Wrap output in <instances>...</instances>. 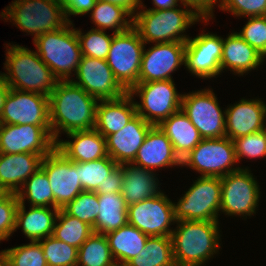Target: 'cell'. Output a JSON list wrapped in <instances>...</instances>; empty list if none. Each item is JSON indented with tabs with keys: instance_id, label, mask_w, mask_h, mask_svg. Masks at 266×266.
Here are the masks:
<instances>
[{
	"instance_id": "cb8c5ba5",
	"label": "cell",
	"mask_w": 266,
	"mask_h": 266,
	"mask_svg": "<svg viewBox=\"0 0 266 266\" xmlns=\"http://www.w3.org/2000/svg\"><path fill=\"white\" fill-rule=\"evenodd\" d=\"M133 97L127 92L118 99L99 100L95 129L104 138L120 131L137 115Z\"/></svg>"
},
{
	"instance_id": "6da1fadb",
	"label": "cell",
	"mask_w": 266,
	"mask_h": 266,
	"mask_svg": "<svg viewBox=\"0 0 266 266\" xmlns=\"http://www.w3.org/2000/svg\"><path fill=\"white\" fill-rule=\"evenodd\" d=\"M48 97L51 133L55 142L59 141L61 130L67 134L95 128L99 100L71 79L59 80Z\"/></svg>"
},
{
	"instance_id": "30bf717a",
	"label": "cell",
	"mask_w": 266,
	"mask_h": 266,
	"mask_svg": "<svg viewBox=\"0 0 266 266\" xmlns=\"http://www.w3.org/2000/svg\"><path fill=\"white\" fill-rule=\"evenodd\" d=\"M236 162L234 142L224 136L221 138L202 139L181 160V166H189L201 173V176L221 178L240 169V167H232Z\"/></svg>"
},
{
	"instance_id": "f1b7e54d",
	"label": "cell",
	"mask_w": 266,
	"mask_h": 266,
	"mask_svg": "<svg viewBox=\"0 0 266 266\" xmlns=\"http://www.w3.org/2000/svg\"><path fill=\"white\" fill-rule=\"evenodd\" d=\"M127 165V167H126ZM123 182L121 194L127 205L154 197L158 191V179L151 170L132 164H122Z\"/></svg>"
},
{
	"instance_id": "52a82bcc",
	"label": "cell",
	"mask_w": 266,
	"mask_h": 266,
	"mask_svg": "<svg viewBox=\"0 0 266 266\" xmlns=\"http://www.w3.org/2000/svg\"><path fill=\"white\" fill-rule=\"evenodd\" d=\"M174 205V218L193 221H217L221 207L220 177L201 176Z\"/></svg>"
},
{
	"instance_id": "44dd1931",
	"label": "cell",
	"mask_w": 266,
	"mask_h": 266,
	"mask_svg": "<svg viewBox=\"0 0 266 266\" xmlns=\"http://www.w3.org/2000/svg\"><path fill=\"white\" fill-rule=\"evenodd\" d=\"M226 137H238L259 132L265 127L266 105L259 99H241L225 110Z\"/></svg>"
},
{
	"instance_id": "7c38bea8",
	"label": "cell",
	"mask_w": 266,
	"mask_h": 266,
	"mask_svg": "<svg viewBox=\"0 0 266 266\" xmlns=\"http://www.w3.org/2000/svg\"><path fill=\"white\" fill-rule=\"evenodd\" d=\"M41 168L53 191L54 208H64L83 192L79 180V162L69 160L56 147L43 157Z\"/></svg>"
},
{
	"instance_id": "8d00e7d4",
	"label": "cell",
	"mask_w": 266,
	"mask_h": 266,
	"mask_svg": "<svg viewBox=\"0 0 266 266\" xmlns=\"http://www.w3.org/2000/svg\"><path fill=\"white\" fill-rule=\"evenodd\" d=\"M117 166L109 155L95 161L79 162V180L83 191L94 192Z\"/></svg>"
},
{
	"instance_id": "4dcf8cb0",
	"label": "cell",
	"mask_w": 266,
	"mask_h": 266,
	"mask_svg": "<svg viewBox=\"0 0 266 266\" xmlns=\"http://www.w3.org/2000/svg\"><path fill=\"white\" fill-rule=\"evenodd\" d=\"M99 214L93 232L106 235L128 223V205L121 193L98 194Z\"/></svg>"
},
{
	"instance_id": "bcb514c9",
	"label": "cell",
	"mask_w": 266,
	"mask_h": 266,
	"mask_svg": "<svg viewBox=\"0 0 266 266\" xmlns=\"http://www.w3.org/2000/svg\"><path fill=\"white\" fill-rule=\"evenodd\" d=\"M122 182L123 169L122 165H118L108 177H106L103 185H99L94 192L97 194L121 193Z\"/></svg>"
},
{
	"instance_id": "8992f818",
	"label": "cell",
	"mask_w": 266,
	"mask_h": 266,
	"mask_svg": "<svg viewBox=\"0 0 266 266\" xmlns=\"http://www.w3.org/2000/svg\"><path fill=\"white\" fill-rule=\"evenodd\" d=\"M1 17L12 20L22 31L34 34L33 41L69 23L60 0H15Z\"/></svg>"
},
{
	"instance_id": "4316f807",
	"label": "cell",
	"mask_w": 266,
	"mask_h": 266,
	"mask_svg": "<svg viewBox=\"0 0 266 266\" xmlns=\"http://www.w3.org/2000/svg\"><path fill=\"white\" fill-rule=\"evenodd\" d=\"M59 209L50 207L31 206L26 212L25 202H19L16 210L15 231L22 228L30 242H38L53 235V230Z\"/></svg>"
},
{
	"instance_id": "836d02e7",
	"label": "cell",
	"mask_w": 266,
	"mask_h": 266,
	"mask_svg": "<svg viewBox=\"0 0 266 266\" xmlns=\"http://www.w3.org/2000/svg\"><path fill=\"white\" fill-rule=\"evenodd\" d=\"M106 235L93 232L78 249L77 266H118Z\"/></svg>"
},
{
	"instance_id": "681fc988",
	"label": "cell",
	"mask_w": 266,
	"mask_h": 266,
	"mask_svg": "<svg viewBox=\"0 0 266 266\" xmlns=\"http://www.w3.org/2000/svg\"><path fill=\"white\" fill-rule=\"evenodd\" d=\"M99 2H107L110 4H115L118 6H121L122 8H124L125 10H127L132 17H134L136 15V11L140 9V7H144V5H142V1L141 0H97ZM139 6V8H138ZM135 11V12H134Z\"/></svg>"
},
{
	"instance_id": "f546056e",
	"label": "cell",
	"mask_w": 266,
	"mask_h": 266,
	"mask_svg": "<svg viewBox=\"0 0 266 266\" xmlns=\"http://www.w3.org/2000/svg\"><path fill=\"white\" fill-rule=\"evenodd\" d=\"M106 237L117 265L124 266L145 248L148 235L127 223L119 229L107 233Z\"/></svg>"
},
{
	"instance_id": "c3c4849f",
	"label": "cell",
	"mask_w": 266,
	"mask_h": 266,
	"mask_svg": "<svg viewBox=\"0 0 266 266\" xmlns=\"http://www.w3.org/2000/svg\"><path fill=\"white\" fill-rule=\"evenodd\" d=\"M96 1L97 0H60L64 6L68 22H72L68 19L70 15H85L89 13L95 6Z\"/></svg>"
},
{
	"instance_id": "e575fe53",
	"label": "cell",
	"mask_w": 266,
	"mask_h": 266,
	"mask_svg": "<svg viewBox=\"0 0 266 266\" xmlns=\"http://www.w3.org/2000/svg\"><path fill=\"white\" fill-rule=\"evenodd\" d=\"M92 233L90 225L59 209L52 235L56 239L79 249Z\"/></svg>"
},
{
	"instance_id": "d590c367",
	"label": "cell",
	"mask_w": 266,
	"mask_h": 266,
	"mask_svg": "<svg viewBox=\"0 0 266 266\" xmlns=\"http://www.w3.org/2000/svg\"><path fill=\"white\" fill-rule=\"evenodd\" d=\"M16 194L19 202H24L25 198H27L31 206L49 207L51 205L54 208L53 191L42 168L29 177L23 184L22 189Z\"/></svg>"
},
{
	"instance_id": "db71d44e",
	"label": "cell",
	"mask_w": 266,
	"mask_h": 266,
	"mask_svg": "<svg viewBox=\"0 0 266 266\" xmlns=\"http://www.w3.org/2000/svg\"><path fill=\"white\" fill-rule=\"evenodd\" d=\"M6 192L0 187V198H2Z\"/></svg>"
},
{
	"instance_id": "f907efd6",
	"label": "cell",
	"mask_w": 266,
	"mask_h": 266,
	"mask_svg": "<svg viewBox=\"0 0 266 266\" xmlns=\"http://www.w3.org/2000/svg\"><path fill=\"white\" fill-rule=\"evenodd\" d=\"M10 87L9 85L6 83L5 79L3 78L2 73L0 74V115L2 114L3 111V107L5 104V100L7 95L10 92Z\"/></svg>"
},
{
	"instance_id": "7dc6e473",
	"label": "cell",
	"mask_w": 266,
	"mask_h": 266,
	"mask_svg": "<svg viewBox=\"0 0 266 266\" xmlns=\"http://www.w3.org/2000/svg\"><path fill=\"white\" fill-rule=\"evenodd\" d=\"M180 2L185 8L191 7V10L194 9V13L207 22L208 19L214 16L213 7L217 0H180ZM219 2L220 6L221 0Z\"/></svg>"
},
{
	"instance_id": "816d5d0a",
	"label": "cell",
	"mask_w": 266,
	"mask_h": 266,
	"mask_svg": "<svg viewBox=\"0 0 266 266\" xmlns=\"http://www.w3.org/2000/svg\"><path fill=\"white\" fill-rule=\"evenodd\" d=\"M180 0H153L154 8L148 10H166L175 8Z\"/></svg>"
},
{
	"instance_id": "ee69618b",
	"label": "cell",
	"mask_w": 266,
	"mask_h": 266,
	"mask_svg": "<svg viewBox=\"0 0 266 266\" xmlns=\"http://www.w3.org/2000/svg\"><path fill=\"white\" fill-rule=\"evenodd\" d=\"M18 204L16 193H6L0 198V241L7 240L15 231Z\"/></svg>"
},
{
	"instance_id": "d6a6232c",
	"label": "cell",
	"mask_w": 266,
	"mask_h": 266,
	"mask_svg": "<svg viewBox=\"0 0 266 266\" xmlns=\"http://www.w3.org/2000/svg\"><path fill=\"white\" fill-rule=\"evenodd\" d=\"M90 13L92 21L97 25V28H95L97 30L114 28V33H122L133 27L132 15L121 6L115 4L96 1ZM126 16L131 19L127 21Z\"/></svg>"
},
{
	"instance_id": "d4e9b609",
	"label": "cell",
	"mask_w": 266,
	"mask_h": 266,
	"mask_svg": "<svg viewBox=\"0 0 266 266\" xmlns=\"http://www.w3.org/2000/svg\"><path fill=\"white\" fill-rule=\"evenodd\" d=\"M73 141H57L56 148L69 160L90 162L108 156L105 138L94 128L67 133Z\"/></svg>"
},
{
	"instance_id": "e0dca14e",
	"label": "cell",
	"mask_w": 266,
	"mask_h": 266,
	"mask_svg": "<svg viewBox=\"0 0 266 266\" xmlns=\"http://www.w3.org/2000/svg\"><path fill=\"white\" fill-rule=\"evenodd\" d=\"M73 83L98 100L118 99L128 91L118 82L106 60L82 56Z\"/></svg>"
},
{
	"instance_id": "5bb4252c",
	"label": "cell",
	"mask_w": 266,
	"mask_h": 266,
	"mask_svg": "<svg viewBox=\"0 0 266 266\" xmlns=\"http://www.w3.org/2000/svg\"><path fill=\"white\" fill-rule=\"evenodd\" d=\"M174 203L160 192L158 195L141 202L128 205V223L148 236L170 237L175 223Z\"/></svg>"
},
{
	"instance_id": "5b68a950",
	"label": "cell",
	"mask_w": 266,
	"mask_h": 266,
	"mask_svg": "<svg viewBox=\"0 0 266 266\" xmlns=\"http://www.w3.org/2000/svg\"><path fill=\"white\" fill-rule=\"evenodd\" d=\"M72 28L73 24L69 22L61 29L45 32L34 41L37 54L59 80H70L71 71L76 73L83 56L76 29Z\"/></svg>"
},
{
	"instance_id": "ba28073f",
	"label": "cell",
	"mask_w": 266,
	"mask_h": 266,
	"mask_svg": "<svg viewBox=\"0 0 266 266\" xmlns=\"http://www.w3.org/2000/svg\"><path fill=\"white\" fill-rule=\"evenodd\" d=\"M128 93L139 95L141 102H135L136 112L154 126L181 109L183 95L177 93L173 80L137 83Z\"/></svg>"
},
{
	"instance_id": "f6af8a7d",
	"label": "cell",
	"mask_w": 266,
	"mask_h": 266,
	"mask_svg": "<svg viewBox=\"0 0 266 266\" xmlns=\"http://www.w3.org/2000/svg\"><path fill=\"white\" fill-rule=\"evenodd\" d=\"M220 8L236 16H265L266 0H221Z\"/></svg>"
},
{
	"instance_id": "4fadbf2b",
	"label": "cell",
	"mask_w": 266,
	"mask_h": 266,
	"mask_svg": "<svg viewBox=\"0 0 266 266\" xmlns=\"http://www.w3.org/2000/svg\"><path fill=\"white\" fill-rule=\"evenodd\" d=\"M221 180V207L226 215L251 216L259 201V185L249 170L240 168Z\"/></svg>"
},
{
	"instance_id": "603a6c76",
	"label": "cell",
	"mask_w": 266,
	"mask_h": 266,
	"mask_svg": "<svg viewBox=\"0 0 266 266\" xmlns=\"http://www.w3.org/2000/svg\"><path fill=\"white\" fill-rule=\"evenodd\" d=\"M42 159L39 154L0 153V187L6 193H17L25 181L41 168Z\"/></svg>"
},
{
	"instance_id": "277c9868",
	"label": "cell",
	"mask_w": 266,
	"mask_h": 266,
	"mask_svg": "<svg viewBox=\"0 0 266 266\" xmlns=\"http://www.w3.org/2000/svg\"><path fill=\"white\" fill-rule=\"evenodd\" d=\"M142 10V11H141ZM133 17V27L145 43L187 42L190 37L182 34L201 18L191 9L148 10L141 9ZM182 32V33H181ZM182 34V35H181Z\"/></svg>"
},
{
	"instance_id": "484cf974",
	"label": "cell",
	"mask_w": 266,
	"mask_h": 266,
	"mask_svg": "<svg viewBox=\"0 0 266 266\" xmlns=\"http://www.w3.org/2000/svg\"><path fill=\"white\" fill-rule=\"evenodd\" d=\"M264 57L238 34L231 33L223 39V51L220 61L221 72L229 68L234 73L243 75L257 68Z\"/></svg>"
},
{
	"instance_id": "ab89813d",
	"label": "cell",
	"mask_w": 266,
	"mask_h": 266,
	"mask_svg": "<svg viewBox=\"0 0 266 266\" xmlns=\"http://www.w3.org/2000/svg\"><path fill=\"white\" fill-rule=\"evenodd\" d=\"M76 33L83 56L107 59L113 35H107L104 30H97L94 27L86 34L80 29H77Z\"/></svg>"
},
{
	"instance_id": "8fae6325",
	"label": "cell",
	"mask_w": 266,
	"mask_h": 266,
	"mask_svg": "<svg viewBox=\"0 0 266 266\" xmlns=\"http://www.w3.org/2000/svg\"><path fill=\"white\" fill-rule=\"evenodd\" d=\"M181 109L203 139L226 136L225 111L222 112L212 90L204 89L183 94Z\"/></svg>"
},
{
	"instance_id": "3957f363",
	"label": "cell",
	"mask_w": 266,
	"mask_h": 266,
	"mask_svg": "<svg viewBox=\"0 0 266 266\" xmlns=\"http://www.w3.org/2000/svg\"><path fill=\"white\" fill-rule=\"evenodd\" d=\"M7 50L4 68L8 72L2 75L9 87L49 96L59 79L37 52L19 45H10Z\"/></svg>"
},
{
	"instance_id": "2e32d148",
	"label": "cell",
	"mask_w": 266,
	"mask_h": 266,
	"mask_svg": "<svg viewBox=\"0 0 266 266\" xmlns=\"http://www.w3.org/2000/svg\"><path fill=\"white\" fill-rule=\"evenodd\" d=\"M0 124L50 126L49 97L11 88L0 115Z\"/></svg>"
},
{
	"instance_id": "ac0fdd59",
	"label": "cell",
	"mask_w": 266,
	"mask_h": 266,
	"mask_svg": "<svg viewBox=\"0 0 266 266\" xmlns=\"http://www.w3.org/2000/svg\"><path fill=\"white\" fill-rule=\"evenodd\" d=\"M186 42L156 43L143 49L139 83L172 80L171 72L185 65Z\"/></svg>"
},
{
	"instance_id": "7bdbcfd3",
	"label": "cell",
	"mask_w": 266,
	"mask_h": 266,
	"mask_svg": "<svg viewBox=\"0 0 266 266\" xmlns=\"http://www.w3.org/2000/svg\"><path fill=\"white\" fill-rule=\"evenodd\" d=\"M249 20L242 31L237 34L254 47L264 58L266 57V15L248 17Z\"/></svg>"
},
{
	"instance_id": "b9f144b4",
	"label": "cell",
	"mask_w": 266,
	"mask_h": 266,
	"mask_svg": "<svg viewBox=\"0 0 266 266\" xmlns=\"http://www.w3.org/2000/svg\"><path fill=\"white\" fill-rule=\"evenodd\" d=\"M235 145L236 160L243 157L256 158L266 157V131L251 133L233 140Z\"/></svg>"
},
{
	"instance_id": "7402d4cb",
	"label": "cell",
	"mask_w": 266,
	"mask_h": 266,
	"mask_svg": "<svg viewBox=\"0 0 266 266\" xmlns=\"http://www.w3.org/2000/svg\"><path fill=\"white\" fill-rule=\"evenodd\" d=\"M131 164L154 171L155 168L181 166V160L166 134L159 126H153Z\"/></svg>"
},
{
	"instance_id": "f5cc1de1",
	"label": "cell",
	"mask_w": 266,
	"mask_h": 266,
	"mask_svg": "<svg viewBox=\"0 0 266 266\" xmlns=\"http://www.w3.org/2000/svg\"><path fill=\"white\" fill-rule=\"evenodd\" d=\"M0 266H7L4 258L0 255Z\"/></svg>"
},
{
	"instance_id": "f35d334b",
	"label": "cell",
	"mask_w": 266,
	"mask_h": 266,
	"mask_svg": "<svg viewBox=\"0 0 266 266\" xmlns=\"http://www.w3.org/2000/svg\"><path fill=\"white\" fill-rule=\"evenodd\" d=\"M0 255L7 266H48L39 242L2 250Z\"/></svg>"
},
{
	"instance_id": "60d3db41",
	"label": "cell",
	"mask_w": 266,
	"mask_h": 266,
	"mask_svg": "<svg viewBox=\"0 0 266 266\" xmlns=\"http://www.w3.org/2000/svg\"><path fill=\"white\" fill-rule=\"evenodd\" d=\"M99 206L96 192L83 191L62 209L93 228L99 214Z\"/></svg>"
},
{
	"instance_id": "1f68e13d",
	"label": "cell",
	"mask_w": 266,
	"mask_h": 266,
	"mask_svg": "<svg viewBox=\"0 0 266 266\" xmlns=\"http://www.w3.org/2000/svg\"><path fill=\"white\" fill-rule=\"evenodd\" d=\"M124 266H176L171 237L148 236L145 248Z\"/></svg>"
},
{
	"instance_id": "d6986e66",
	"label": "cell",
	"mask_w": 266,
	"mask_h": 266,
	"mask_svg": "<svg viewBox=\"0 0 266 266\" xmlns=\"http://www.w3.org/2000/svg\"><path fill=\"white\" fill-rule=\"evenodd\" d=\"M222 51L223 38L203 31L186 42L184 66L199 78L215 77L221 73Z\"/></svg>"
},
{
	"instance_id": "9c48e42d",
	"label": "cell",
	"mask_w": 266,
	"mask_h": 266,
	"mask_svg": "<svg viewBox=\"0 0 266 266\" xmlns=\"http://www.w3.org/2000/svg\"><path fill=\"white\" fill-rule=\"evenodd\" d=\"M144 44L134 27L122 33L113 32L106 61L115 78L127 91L139 83Z\"/></svg>"
},
{
	"instance_id": "ffe728a7",
	"label": "cell",
	"mask_w": 266,
	"mask_h": 266,
	"mask_svg": "<svg viewBox=\"0 0 266 266\" xmlns=\"http://www.w3.org/2000/svg\"><path fill=\"white\" fill-rule=\"evenodd\" d=\"M153 126L137 114L120 131L105 137L108 155L118 165L131 164Z\"/></svg>"
},
{
	"instance_id": "74e56055",
	"label": "cell",
	"mask_w": 266,
	"mask_h": 266,
	"mask_svg": "<svg viewBox=\"0 0 266 266\" xmlns=\"http://www.w3.org/2000/svg\"><path fill=\"white\" fill-rule=\"evenodd\" d=\"M48 266H77L78 248L69 245L54 236L38 241Z\"/></svg>"
},
{
	"instance_id": "7a4b0ae2",
	"label": "cell",
	"mask_w": 266,
	"mask_h": 266,
	"mask_svg": "<svg viewBox=\"0 0 266 266\" xmlns=\"http://www.w3.org/2000/svg\"><path fill=\"white\" fill-rule=\"evenodd\" d=\"M171 233L176 266H202L219 249L217 221L180 220Z\"/></svg>"
},
{
	"instance_id": "83f0119b",
	"label": "cell",
	"mask_w": 266,
	"mask_h": 266,
	"mask_svg": "<svg viewBox=\"0 0 266 266\" xmlns=\"http://www.w3.org/2000/svg\"><path fill=\"white\" fill-rule=\"evenodd\" d=\"M158 126L171 141L174 152L180 160L186 157L203 139L182 109L170 115Z\"/></svg>"
},
{
	"instance_id": "9a60e30c",
	"label": "cell",
	"mask_w": 266,
	"mask_h": 266,
	"mask_svg": "<svg viewBox=\"0 0 266 266\" xmlns=\"http://www.w3.org/2000/svg\"><path fill=\"white\" fill-rule=\"evenodd\" d=\"M55 147L51 126L0 124V153H32L45 157Z\"/></svg>"
}]
</instances>
